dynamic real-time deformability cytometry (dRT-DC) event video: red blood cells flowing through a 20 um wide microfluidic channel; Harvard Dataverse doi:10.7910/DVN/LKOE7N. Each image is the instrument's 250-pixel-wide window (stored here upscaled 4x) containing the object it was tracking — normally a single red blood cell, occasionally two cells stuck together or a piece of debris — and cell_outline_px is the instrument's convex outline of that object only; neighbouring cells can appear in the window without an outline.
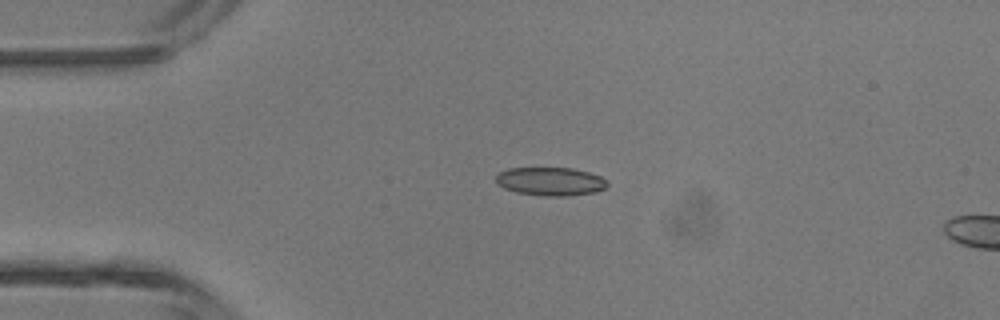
{"species": "common noctule bat (a hibernating species)", "species_latin": "Nyctalus noctula", "temperature_condition": "room temperature", "stored_images_in_passage": 4, "camera_frame_rate_fps": 3000, "um_per_image_px": 0.085, "animal": {"sex": "male", "body_mass_g": 13.3}, "frame": {"image": 1, "passage_image": 1, "time_ms": 0.0, "image_size_px": [1000, 320], "cell_outline_px": [[608, 184], [604, 188], [596, 192], [568, 196], [544, 196], [516, 192], [504, 188], [496, 184], [496, 176], [500, 172], [508, 168], [572, 168], [588, 172], [600, 176]], "centroid_in_image_um": [46.76, 15.42], "position_along_channel_um": 38.2, "area_um2": 18.38}}